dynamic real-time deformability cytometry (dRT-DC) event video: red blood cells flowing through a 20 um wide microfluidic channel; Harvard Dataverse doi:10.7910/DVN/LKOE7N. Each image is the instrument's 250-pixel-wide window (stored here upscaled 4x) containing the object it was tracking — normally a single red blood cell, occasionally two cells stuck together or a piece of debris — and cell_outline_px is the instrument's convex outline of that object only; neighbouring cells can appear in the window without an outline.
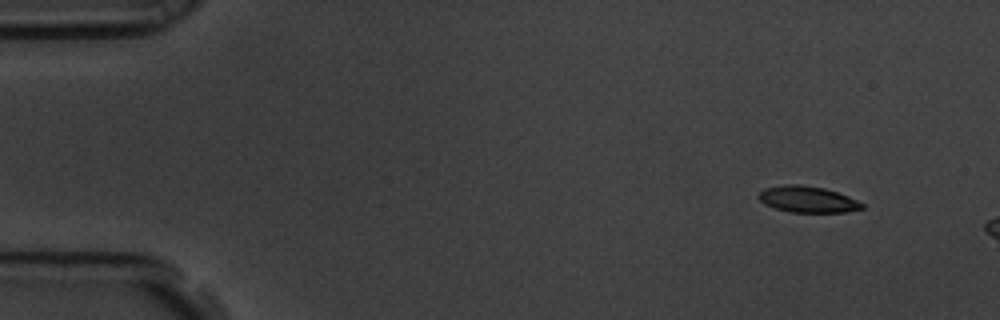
{"species": "common noctule bat (a hibernating species)", "species_latin": "Nyctalus noctula", "temperature_condition": "room temperature", "stored_images_in_passage": 6, "camera_frame_rate_fps": 3000, "um_per_image_px": 0.085, "animal": {"sex": "male", "body_mass_g": 19.5, "forearm_length_mm": 54.6}, "frame": {"image": 1, "passage_image": 1, "time_ms": 0.0, "image_size_px": [1000, 320], "cell_outline_px": [[864, 208], [844, 212], [788, 212], [764, 204], [756, 196], [764, 188], [784, 184], [800, 184], [824, 188], [848, 196], [864, 204]], "centroid_in_image_um": [68.61, 16.94], "position_along_channel_um": 16.4, "area_um2": 15.84}}
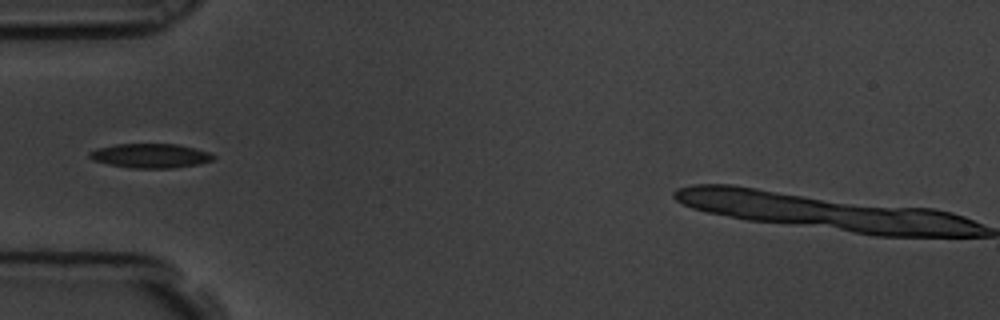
{"frame": {"image": 2, "passage_image": 5, "time_ms": 1.333, "image_size_px": [1000, 320], "cell_outline_px": [[216, 160], [200, 164], [172, 168], [132, 168], [108, 164], [92, 160], [88, 156], [88, 152], [96, 148], [116, 144], [176, 144], [208, 152], [216, 156]], "centroid_in_image_um": [12.78, 13.24], "position_along_channel_um": 72.2, "area_um2": 17.63}}
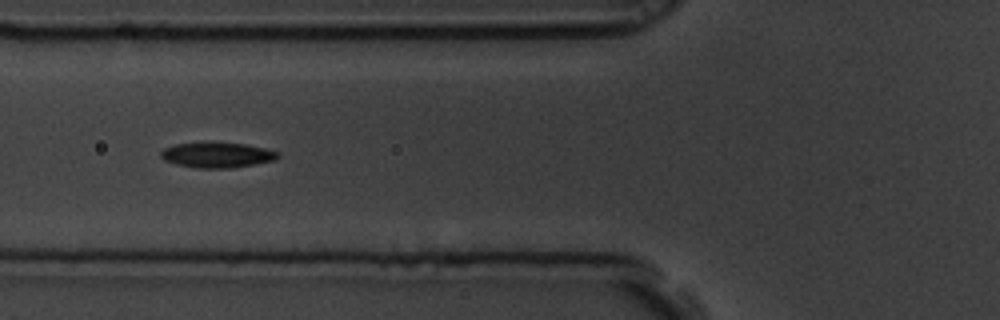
{"frame": {"image": 3, "passage_image": 6, "time_ms": 1.667, "image_size_px": [1000, 320], "cell_outline_px": [[280, 156], [276, 160], [232, 168], [196, 168], [176, 164], [164, 160], [160, 156], [160, 152], [164, 148], [176, 144], [204, 140], [244, 144], [264, 148], [280, 152]], "centroid_in_image_um": [18.43, 13.15], "position_along_channel_um": 107.4, "area_um2": 17.8}}